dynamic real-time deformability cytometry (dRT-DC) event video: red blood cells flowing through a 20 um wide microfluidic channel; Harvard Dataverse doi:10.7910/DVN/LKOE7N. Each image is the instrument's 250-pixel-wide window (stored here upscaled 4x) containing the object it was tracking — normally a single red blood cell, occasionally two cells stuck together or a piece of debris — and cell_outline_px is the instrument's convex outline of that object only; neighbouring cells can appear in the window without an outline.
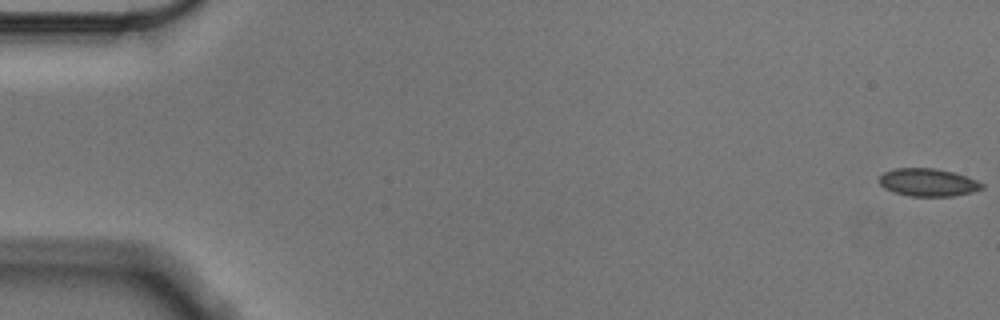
{"species": "Egyptian fruit bat (a non-hibernating species)", "species_latin": "Rousettus aegyptiacus", "temperature_condition": "cold", "stored_images_in_passage": 57, "camera_frame_rate_fps": 3000, "um_per_image_px": 0.085, "animal": {"sex": "male"}, "frame": {"image": 1, "passage_image": 1, "time_ms": 0.0, "image_size_px": [1000, 320], "cell_outline_px": [[984, 188], [972, 192], [952, 196], [908, 196], [892, 192], [884, 188], [880, 184], [880, 176], [884, 172], [896, 168], [936, 168], [952, 172], [976, 180], [984, 184]], "centroid_in_image_um": [78.87, 15.51], "position_along_channel_um": 6.1, "area_um2": 16.59}}
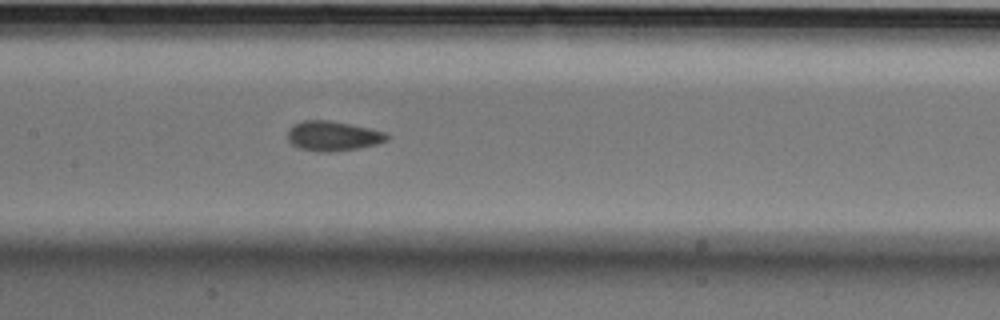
{"frame": {"image": 2, "passage_image": 28, "time_ms": 9.0, "image_size_px": [1000, 320], "cell_outline_px": [[388, 140], [376, 144], [356, 148], [332, 152], [320, 152], [300, 148], [292, 144], [288, 140], [288, 128], [292, 124], [304, 120], [328, 120], [368, 128], [384, 132], [388, 136]], "centroid_in_image_um": [28.25, 11.55], "position_along_channel_um": 179.2, "area_um2": 17.05}}
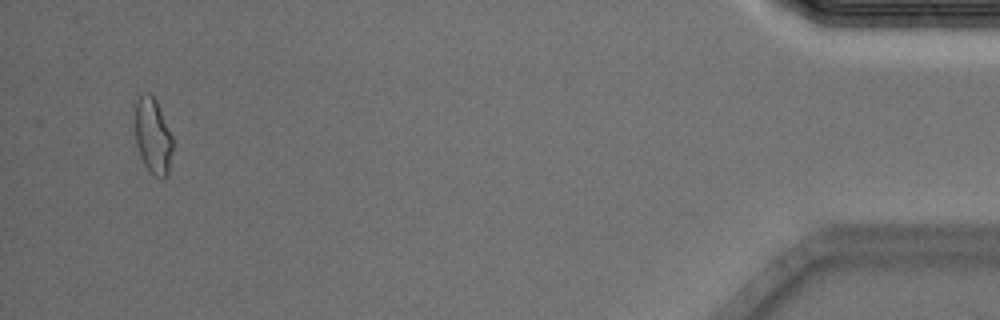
{"frame": {"image": 3, "passage_image": 55, "time_ms": 18.0, "image_size_px": [1000, 320], "cell_outline_px": [[172, 148], [168, 176], [164, 180], [160, 180], [148, 172], [140, 156], [136, 144], [136, 104], [140, 96], [144, 92], [148, 92], [156, 100], [172, 136]], "centroid_in_image_um": [13.01, 11.64], "position_along_channel_um": 422.2, "area_um2": 16.65}, "authors_computed_cell_mechanics": {"area_um2": 16.6464, "velocity_mm_per_s": 3.5619, "shape_relaxation_time_tau1_ms": null, "shape_relaxation_time_tau2_ms": 1.8998, "deformation_change_tau1": null, "deformation_change_tau2": 0.0629}}